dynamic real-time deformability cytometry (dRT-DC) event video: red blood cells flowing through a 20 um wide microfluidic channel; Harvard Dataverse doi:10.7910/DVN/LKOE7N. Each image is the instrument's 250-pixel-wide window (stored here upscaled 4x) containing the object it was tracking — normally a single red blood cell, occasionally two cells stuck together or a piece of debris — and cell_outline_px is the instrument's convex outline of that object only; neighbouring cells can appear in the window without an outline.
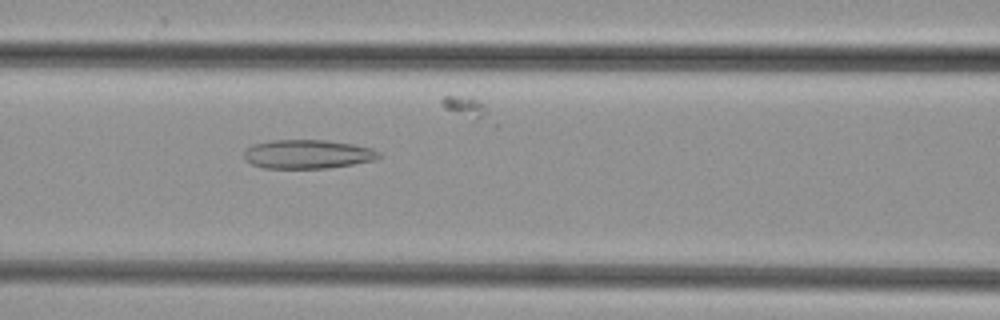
{"species": "common noctule bat (a hibernating species)", "species_latin": "Nyctalus noctula", "temperature_condition": "cold", "stored_images_in_passage": 37, "camera_frame_rate_fps": 3000, "um_per_image_px": 0.085, "animal": {"sex": "female", "body_mass_g": 29.2, "forearm_length_mm": 56.3}, "frame": {"image": 1, "passage_image": 9, "time_ms": 2.667, "image_size_px": [1000, 320], "cell_outline_px": [[384, 156], [376, 160], [328, 168], [264, 168], [252, 164], [244, 160], [244, 152], [252, 144], [272, 140], [328, 140], [352, 144], [372, 148], [380, 152]], "centroid_in_image_um": [26.17, 13.1], "position_along_channel_um": 140.4, "area_um2": 22.89}}
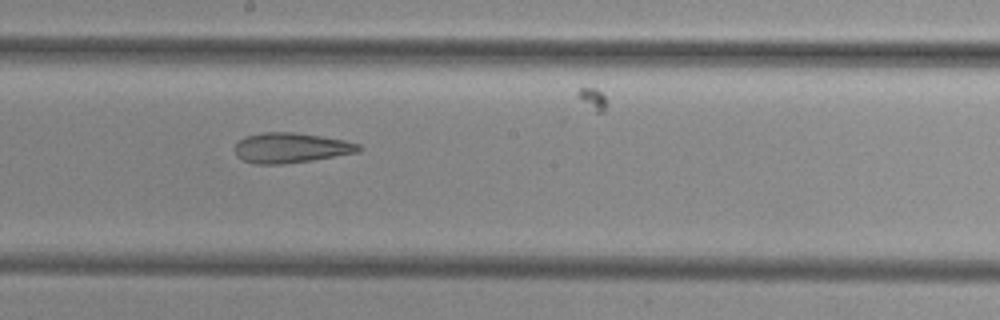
{"frame": {"image": 2, "passage_image": 15, "time_ms": 4.667, "image_size_px": [1000, 320], "cell_outline_px": [[360, 152], [312, 160], [284, 164], [252, 164], [236, 156], [232, 148], [244, 136], [264, 132], [296, 132], [344, 140], [360, 144]], "centroid_in_image_um": [24.68, 12.57], "position_along_channel_um": 223.5, "area_um2": 21.91}}
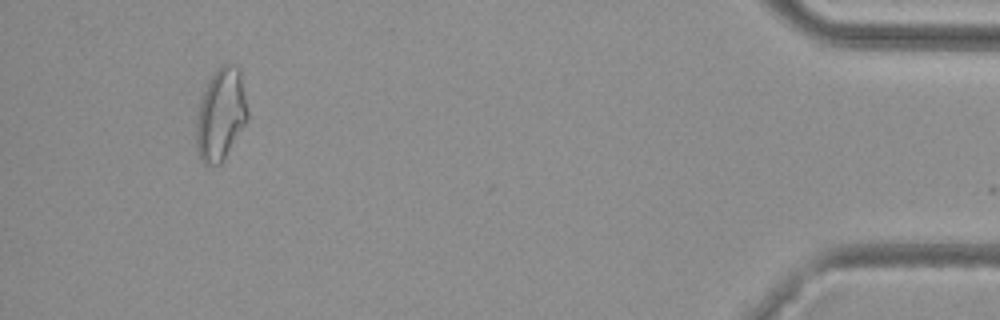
{"frame": {"image": 3, "passage_image": 34, "time_ms": 11.0, "image_size_px": [1000, 320], "cell_outline_px": [[248, 120], [220, 164], [204, 164], [200, 160], [196, 148], [196, 112], [200, 100], [208, 80], [216, 68], [220, 64], [236, 64], [240, 68], [248, 112]], "centroid_in_image_um": [18.75, 9.69], "position_along_channel_um": 416.4, "area_um2": 27.86}}